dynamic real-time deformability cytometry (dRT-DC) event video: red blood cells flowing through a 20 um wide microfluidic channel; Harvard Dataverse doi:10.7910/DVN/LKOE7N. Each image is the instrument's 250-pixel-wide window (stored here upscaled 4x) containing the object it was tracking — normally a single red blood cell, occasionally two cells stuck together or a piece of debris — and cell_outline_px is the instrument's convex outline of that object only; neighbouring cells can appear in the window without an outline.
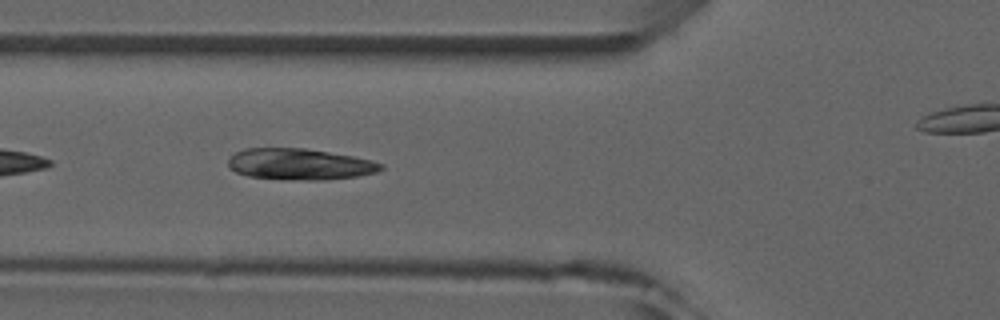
{"species": "common noctule bat (a hibernating species)", "species_latin": "Nyctalus noctula", "temperature_condition": "room temperature", "stored_images_in_passage": 8, "camera_frame_rate_fps": 3000, "um_per_image_px": 0.085, "animal": {"sex": "male", "forearm_length_mm": 52.5}, "frame": {"image": 1, "passage_image": 5, "time_ms": 5.333, "image_size_px": [1000, 320], "cell_outline_px": [[384, 168], [376, 172], [356, 176], [324, 180], [308, 180], [248, 176], [236, 172], [228, 168], [228, 156], [244, 148], [304, 148], [352, 156], [372, 160], [384, 164]], "centroid_in_image_um": [25.45, 13.94], "position_along_channel_um": 100.3, "area_um2": 27.69}}
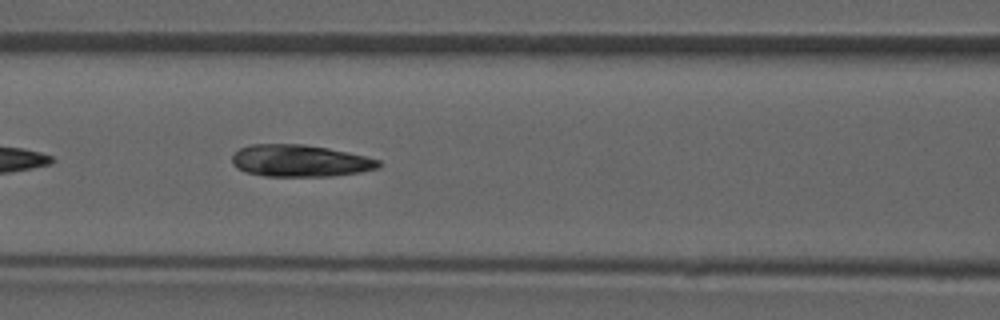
{"frame": {"image": 2, "passage_image": 6, "time_ms": 6.333, "image_size_px": [1000, 320], "cell_outline_px": [[380, 168], [360, 172], [332, 176], [264, 176], [244, 172], [236, 168], [232, 164], [232, 156], [240, 148], [252, 144], [304, 144], [328, 148], [348, 152], [380, 160]], "centroid_in_image_um": [25.48, 13.67], "position_along_channel_um": 141.1, "area_um2": 27.4}}